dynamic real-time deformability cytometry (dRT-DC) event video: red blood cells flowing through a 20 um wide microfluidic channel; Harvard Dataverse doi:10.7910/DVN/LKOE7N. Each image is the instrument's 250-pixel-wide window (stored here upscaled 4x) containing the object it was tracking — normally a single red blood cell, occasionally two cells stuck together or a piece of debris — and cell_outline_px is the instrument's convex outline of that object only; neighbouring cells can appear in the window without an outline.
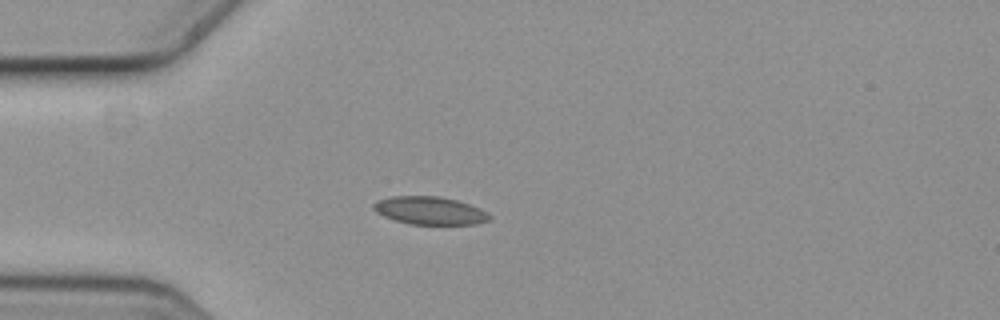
{"species": "common noctule bat (a hibernating species)", "species_latin": "Nyctalus noctula", "temperature_condition": "cold", "stored_images_in_passage": 4, "camera_frame_rate_fps": 3000, "um_per_image_px": 0.085, "animal": {"sex": "female", "body_mass_g": 19.3, "forearm_length_mm": 54.1}, "frame": {"image": 1, "passage_image": 4, "time_ms": 1.0, "image_size_px": [1000, 320], "cell_outline_px": [[492, 220], [476, 224], [408, 224], [384, 216], [376, 212], [372, 208], [372, 204], [376, 200], [392, 196], [440, 196], [456, 200], [480, 208], [488, 212], [492, 216]], "centroid_in_image_um": [36.55, 17.9], "position_along_channel_um": 48.5, "area_um2": 19.02}}